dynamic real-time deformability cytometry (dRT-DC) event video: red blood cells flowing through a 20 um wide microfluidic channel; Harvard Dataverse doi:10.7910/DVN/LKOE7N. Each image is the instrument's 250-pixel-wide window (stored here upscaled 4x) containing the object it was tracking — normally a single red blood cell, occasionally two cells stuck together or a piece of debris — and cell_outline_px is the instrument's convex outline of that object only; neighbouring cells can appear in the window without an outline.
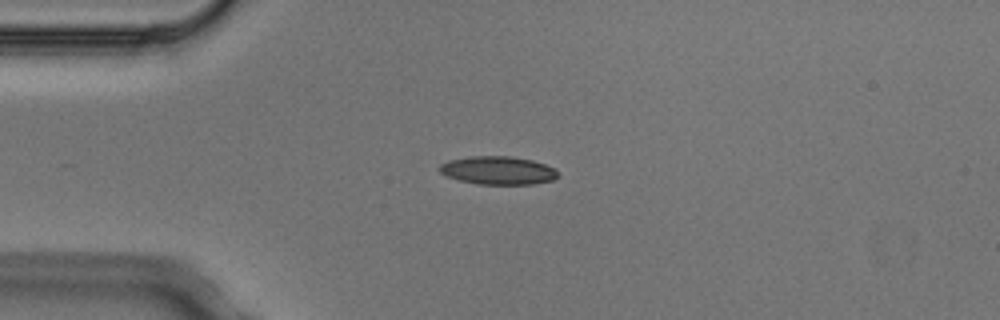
{"species": "Egyptian fruit bat (a non-hibernating species)", "species_latin": "Rousettus aegyptiacus", "temperature_condition": "cold", "stored_images_in_passage": 3, "camera_frame_rate_fps": 3000, "um_per_image_px": 0.085, "animal": {"sex": "male"}, "frame": {"image": 1, "passage_image": 1, "time_ms": 0.0, "image_size_px": [1000, 320], "cell_outline_px": [[560, 176], [552, 180], [532, 184], [480, 184], [460, 180], [448, 176], [440, 172], [440, 164], [448, 160], [468, 156], [508, 156], [532, 160], [544, 164], [552, 168]], "centroid_in_image_um": [42.31, 14.48], "position_along_channel_um": 42.7, "area_um2": 19.25}}
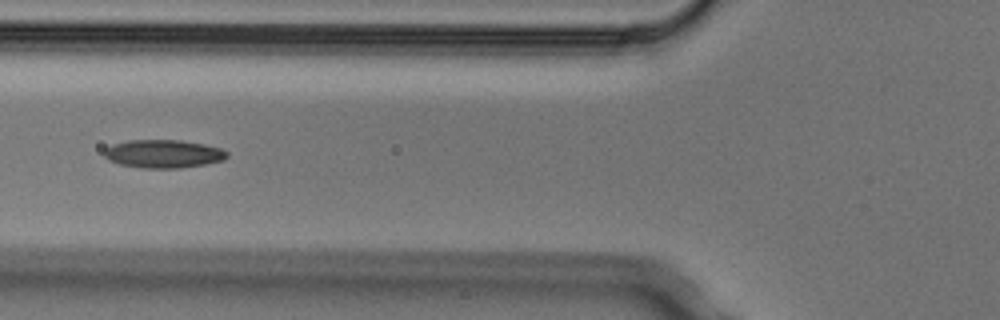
{"frame": {"image": 2, "passage_image": 3, "time_ms": 0.667, "image_size_px": [1000, 320], "cell_outline_px": [[228, 156], [224, 160], [204, 164], [180, 168], [140, 168], [120, 164], [108, 160], [104, 156], [104, 148], [112, 144], [128, 140], [180, 140], [204, 144], [220, 148], [228, 152]], "centroid_in_image_um": [13.86, 13.07], "position_along_channel_um": 111.9, "area_um2": 20.29}}